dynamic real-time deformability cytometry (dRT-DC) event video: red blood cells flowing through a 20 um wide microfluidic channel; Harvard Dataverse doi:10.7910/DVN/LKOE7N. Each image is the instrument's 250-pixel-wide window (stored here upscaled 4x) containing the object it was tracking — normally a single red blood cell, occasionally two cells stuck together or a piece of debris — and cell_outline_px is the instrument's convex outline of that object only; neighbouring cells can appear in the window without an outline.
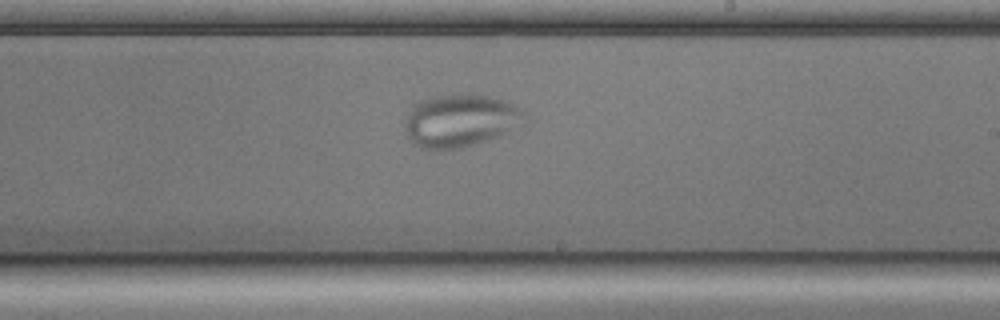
{"species": "common noctule bat (a hibernating species)", "species_latin": "Nyctalus noctula", "temperature_condition": "cold", "stored_images_in_passage": 50, "camera_frame_rate_fps": 3000, "um_per_image_px": 0.085, "animal": {"sex": "male", "body_mass_g": 17.9, "forearm_length_mm": 54.2}, "frame": {"image": 1, "passage_image": 26, "time_ms": 8.333, "image_size_px": [1000, 320], "cell_outline_px": [[528, 120], [524, 124], [500, 136], [476, 144], [460, 148], [420, 148], [412, 144], [404, 128], [404, 124], [408, 112], [416, 104], [432, 96], [464, 92], [492, 96], [508, 100], [524, 112], [528, 116]], "centroid_in_image_um": [39.19, 10.22], "position_along_channel_um": 249.8, "area_um2": 37.45}}